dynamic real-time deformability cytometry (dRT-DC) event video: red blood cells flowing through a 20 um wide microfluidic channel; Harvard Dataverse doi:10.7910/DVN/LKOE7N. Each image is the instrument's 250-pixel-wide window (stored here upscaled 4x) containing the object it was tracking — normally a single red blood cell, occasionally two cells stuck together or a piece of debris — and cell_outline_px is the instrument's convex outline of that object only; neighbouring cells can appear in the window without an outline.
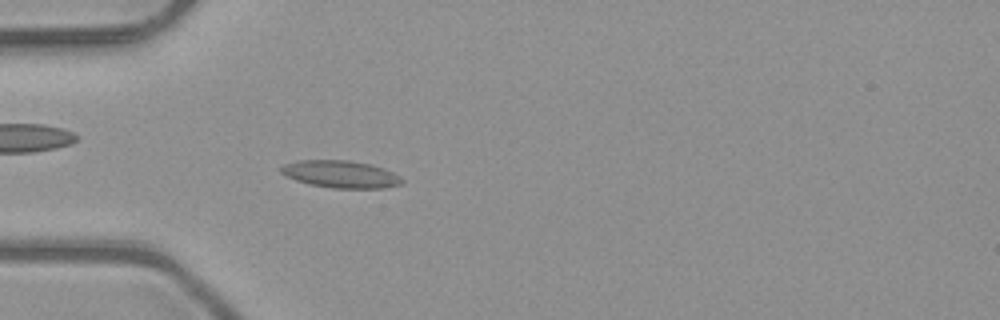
{"species": "common noctule bat (a hibernating species)", "species_latin": "Nyctalus noctula", "temperature_condition": "room temperature", "stored_images_in_passage": 5, "camera_frame_rate_fps": 3000, "um_per_image_px": 0.085, "animal": {"sex": "male", "body_mass_g": 23.1, "forearm_length_mm": 52.7}, "frame": {"image": 1, "passage_image": 5, "time_ms": 1.333, "image_size_px": [1000, 320], "cell_outline_px": [[404, 184], [384, 188], [332, 188], [308, 184], [296, 180], [280, 172], [280, 168], [284, 164], [296, 160], [348, 160], [372, 164], [384, 168], [400, 176], [404, 180]], "centroid_in_image_um": [28.99, 14.8], "position_along_channel_um": 56.0, "area_um2": 19.42}}